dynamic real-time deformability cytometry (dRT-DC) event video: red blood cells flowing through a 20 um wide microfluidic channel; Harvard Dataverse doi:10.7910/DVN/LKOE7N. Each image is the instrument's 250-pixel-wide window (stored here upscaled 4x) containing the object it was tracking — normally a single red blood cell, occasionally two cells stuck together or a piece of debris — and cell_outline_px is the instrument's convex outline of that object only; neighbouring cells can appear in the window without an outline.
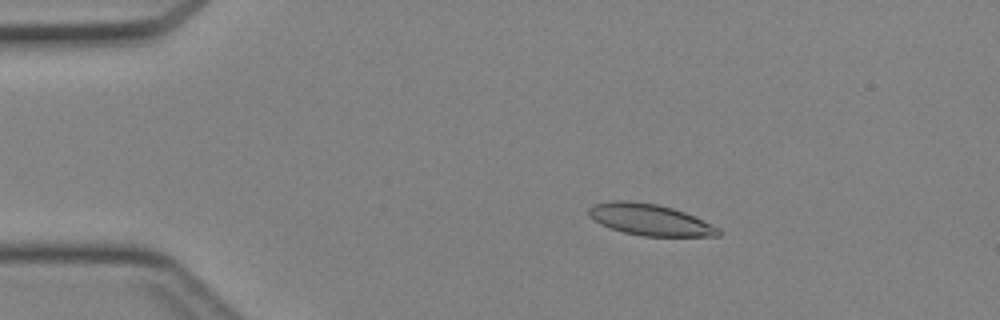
{"species": "Egyptian fruit bat (a non-hibernating species)", "species_latin": "Rousettus aegyptiacus", "temperature_condition": "cold", "stored_images_in_passage": 44, "camera_frame_rate_fps": 3000, "um_per_image_px": 0.085, "animal": {"sex": "female"}, "frame": {"image": 1, "passage_image": 8, "time_ms": 2.333, "image_size_px": [1000, 320], "cell_outline_px": [[720, 236], [644, 236], [624, 232], [600, 224], [588, 216], [588, 208], [592, 204], [612, 200], [628, 200], [656, 204], [672, 208], [684, 212], [712, 224], [720, 228]], "centroid_in_image_um": [55.21, 18.66], "position_along_channel_um": 29.8, "area_um2": 23.7}}
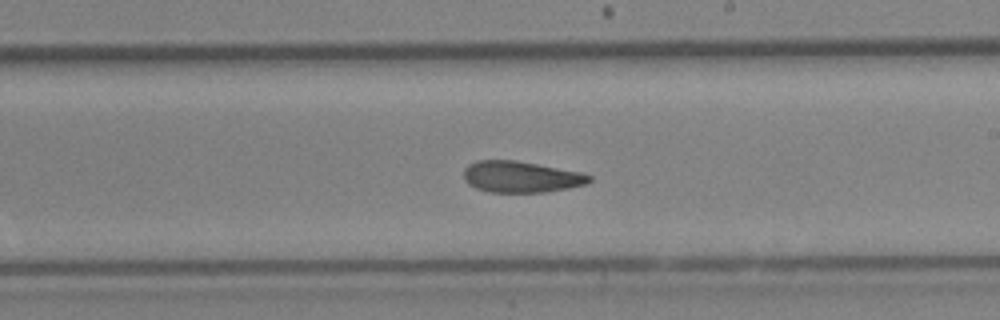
{"frame": {"image": 2, "passage_image": 26, "time_ms": 8.333, "image_size_px": [1000, 320], "cell_outline_px": [[592, 180], [588, 184], [568, 188], [544, 192], [488, 192], [476, 188], [468, 184], [464, 180], [464, 168], [468, 164], [476, 160], [516, 160], [580, 172], [592, 176]], "centroid_in_image_um": [44.27, 15.03], "position_along_channel_um": 244.7, "area_um2": 23.0}}
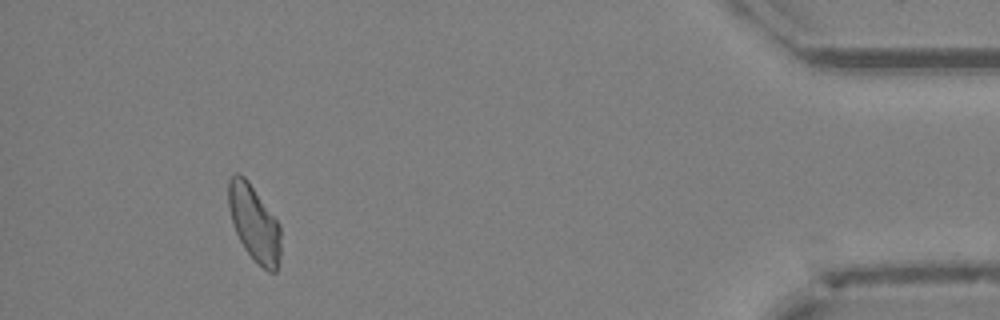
{"frame": {"image": 3, "passage_image": 41, "time_ms": 13.333, "image_size_px": [1000, 320], "cell_outline_px": [[280, 256], [276, 272], [268, 272], [244, 248], [236, 232], [228, 208], [228, 180], [236, 172], [240, 172], [248, 180], [280, 224]], "centroid_in_image_um": [21.6, 18.93], "position_along_channel_um": 413.6, "area_um2": 23.0}}